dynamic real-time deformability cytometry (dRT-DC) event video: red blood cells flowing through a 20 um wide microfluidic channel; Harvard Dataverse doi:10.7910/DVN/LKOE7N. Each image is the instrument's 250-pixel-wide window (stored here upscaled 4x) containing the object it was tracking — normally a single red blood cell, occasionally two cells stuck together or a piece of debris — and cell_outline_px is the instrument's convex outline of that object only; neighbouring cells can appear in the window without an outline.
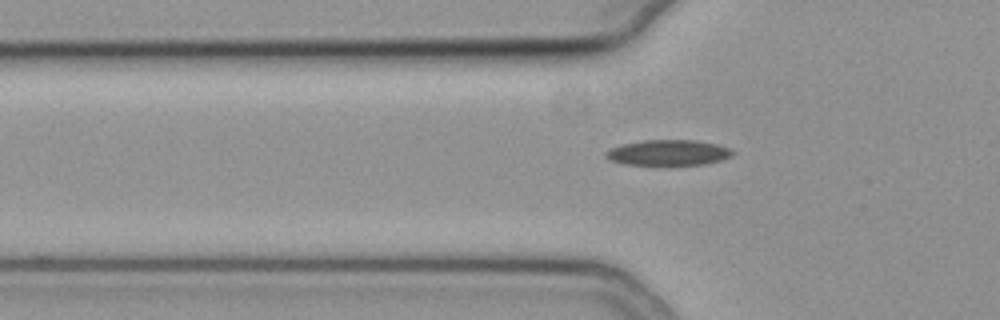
{"species": "common noctule bat (a hibernating species)", "species_latin": "Nyctalus noctula", "temperature_condition": "cold", "stored_images_in_passage": 39, "camera_frame_rate_fps": 3000, "um_per_image_px": 0.085, "animal": {"sex": "female", "body_mass_g": 19.3, "forearm_length_mm": 54.1}, "frame": {"image": 1, "passage_image": 4, "time_ms": 1.0, "image_size_px": [1000, 320], "cell_outline_px": [[736, 152], [732, 156], [720, 160], [704, 164], [624, 164], [612, 160], [604, 156], [604, 152], [620, 144], [644, 140], [696, 140], [716, 144], [732, 148]], "centroid_in_image_um": [56.83, 12.96], "position_along_channel_um": 69.0, "area_um2": 18.79}}
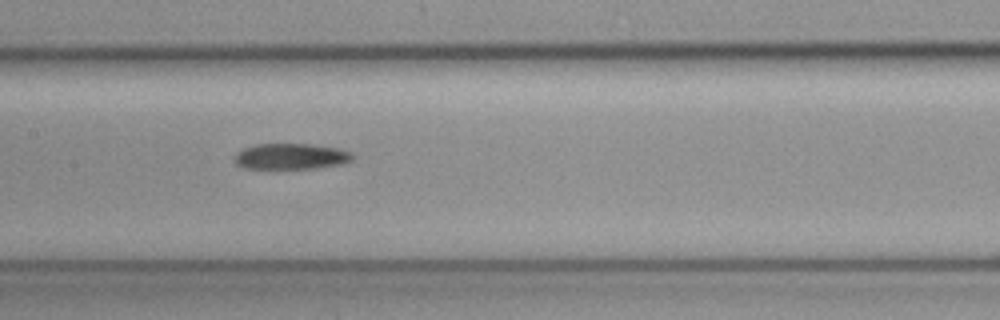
{"frame": {"image": 2, "passage_image": 13, "time_ms": 4.0, "image_size_px": [1000, 320], "cell_outline_px": [[356, 156], [352, 160], [344, 164], [316, 168], [240, 168], [232, 160], [236, 152], [244, 148], [256, 144], [312, 144], [340, 148], [352, 152]], "centroid_in_image_um": [24.75, 13.29], "position_along_channel_um": 182.6, "area_um2": 18.15}}
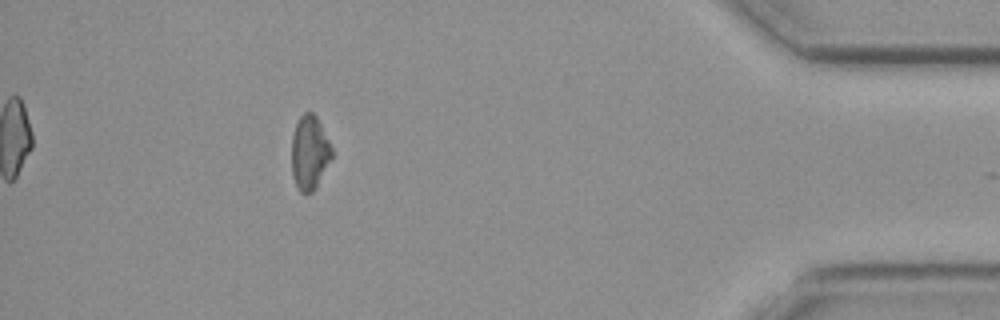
{"frame": {"image": 3, "passage_image": 35, "time_ms": 11.333, "image_size_px": [1000, 320], "cell_outline_px": [[332, 156], [316, 188], [312, 192], [304, 196], [296, 188], [292, 176], [292, 136], [296, 124], [300, 116], [304, 112], [312, 112], [316, 116], [332, 148]], "centroid_in_image_um": [26.29, 13.02], "position_along_channel_um": 408.9, "area_um2": 17.4}}